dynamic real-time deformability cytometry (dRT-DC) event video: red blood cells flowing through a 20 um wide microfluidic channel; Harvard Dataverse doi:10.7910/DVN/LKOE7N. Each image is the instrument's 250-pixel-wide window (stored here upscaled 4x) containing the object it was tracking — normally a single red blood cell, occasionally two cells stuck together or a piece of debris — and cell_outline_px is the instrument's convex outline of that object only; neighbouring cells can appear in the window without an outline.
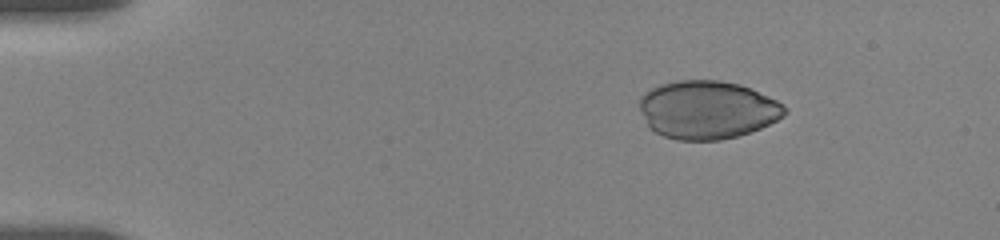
{"species": "human", "species_latin": "Homo sapiens", "temperature_condition": "room temperature", "stored_images_in_passage": 34, "camera_frame_rate_fps": 3000, "um_per_image_px": 0.085, "donor": {"sex": "female"}, "frame": {"image": 1, "passage_image": 6, "time_ms": 2.667, "image_size_px": [1000, 240], "cell_outline_px": [[788, 112], [784, 116], [760, 128], [736, 136], [720, 140], [676, 140], [664, 136], [648, 128], [640, 108], [640, 96], [644, 92], [660, 84], [676, 80], [720, 80], [740, 84], [768, 96], [776, 100], [788, 108]], "centroid_in_image_um": [60.11, 9.32], "position_along_channel_um": 24.9, "area_um2": 49.3}}
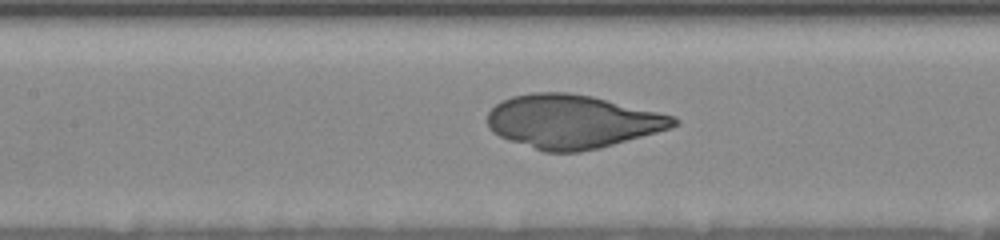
{"frame": {"image": 2, "passage_image": 22, "time_ms": 8.667, "image_size_px": [1000, 240], "cell_outline_px": [[680, 124], [672, 128], [600, 148], [580, 152], [544, 152], [508, 140], [492, 132], [488, 128], [488, 112], [496, 104], [512, 96], [532, 92], [568, 92], [592, 96], [676, 116], [680, 120]], "centroid_in_image_um": [48.67, 10.33], "position_along_channel_um": 158.7, "area_um2": 58.38}}
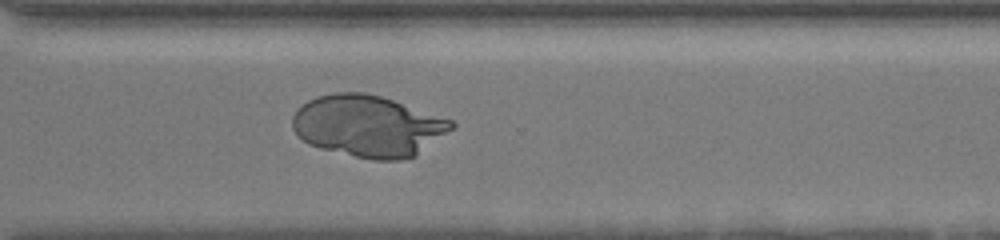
{"frame": {"image": 3, "passage_image": 34, "time_ms": 13.667, "image_size_px": [1000, 240], "cell_outline_px": [[456, 124], [452, 128], [416, 156], [400, 160], [372, 160], [320, 148], [308, 144], [292, 128], [292, 116], [296, 108], [308, 100], [316, 96], [336, 92], [364, 92], [380, 96], [452, 120]], "centroid_in_image_um": [31.25, 10.71], "position_along_channel_um": 339.4, "area_um2": 56.76}}